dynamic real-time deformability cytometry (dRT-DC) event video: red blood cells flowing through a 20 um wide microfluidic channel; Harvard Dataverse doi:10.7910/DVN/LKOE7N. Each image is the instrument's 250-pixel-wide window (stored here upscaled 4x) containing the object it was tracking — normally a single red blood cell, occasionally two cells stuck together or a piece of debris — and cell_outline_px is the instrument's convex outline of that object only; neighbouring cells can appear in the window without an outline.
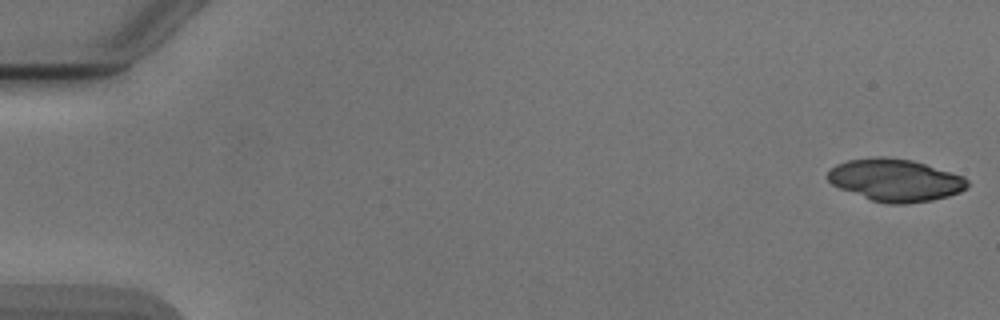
{"species": "Egyptian fruit bat (a non-hibernating species)", "species_latin": "Rousettus aegyptiacus", "temperature_condition": "cold", "stored_images_in_passage": 5, "camera_frame_rate_fps": 3000, "um_per_image_px": 0.085, "animal": {"sex": "male"}, "frame": {"image": 1, "passage_image": 1, "time_ms": 0.0, "image_size_px": [1000, 320], "cell_outline_px": [[968, 188], [960, 192], [948, 196], [932, 200], [904, 204], [888, 204], [872, 200], [840, 188], [832, 184], [828, 180], [828, 172], [836, 164], [848, 160], [876, 156], [884, 156], [912, 160], [964, 176], [968, 180]], "centroid_in_image_um": [76.12, 15.3], "position_along_channel_um": 8.9, "area_um2": 34.39}}